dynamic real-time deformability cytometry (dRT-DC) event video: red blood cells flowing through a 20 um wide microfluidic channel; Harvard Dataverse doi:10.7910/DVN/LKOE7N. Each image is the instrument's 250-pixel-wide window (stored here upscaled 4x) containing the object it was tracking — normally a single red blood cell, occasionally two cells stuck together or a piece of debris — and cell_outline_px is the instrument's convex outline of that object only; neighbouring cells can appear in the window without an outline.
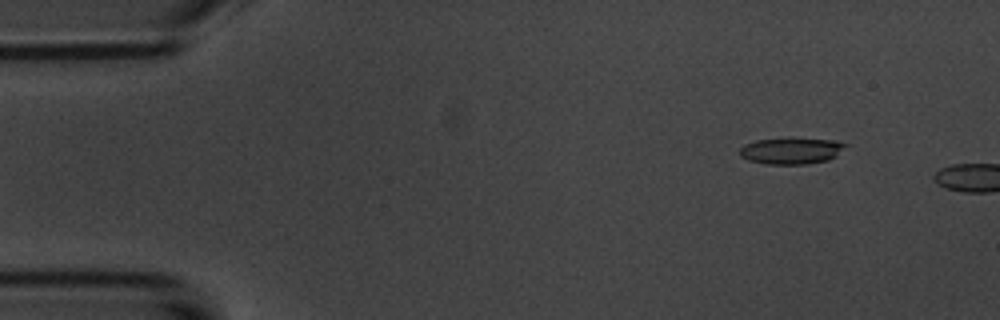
{"species": "common noctule bat (a hibernating species)", "species_latin": "Nyctalus noctula", "temperature_condition": "room temperature", "stored_images_in_passage": 5, "camera_frame_rate_fps": 3000, "um_per_image_px": 0.085, "animal": {"sex": "male", "body_mass_g": 20.1, "forearm_length_mm": 53.5}, "frame": {"image": 1, "passage_image": 2, "time_ms": 1.0, "image_size_px": [1000, 320], "cell_outline_px": [[848, 144], [836, 156], [828, 160], [808, 164], [764, 164], [748, 160], [740, 156], [740, 148], [744, 144], [756, 140], [836, 140]], "centroid_in_image_um": [67.25, 12.86], "position_along_channel_um": 17.8, "area_um2": 15.78}}